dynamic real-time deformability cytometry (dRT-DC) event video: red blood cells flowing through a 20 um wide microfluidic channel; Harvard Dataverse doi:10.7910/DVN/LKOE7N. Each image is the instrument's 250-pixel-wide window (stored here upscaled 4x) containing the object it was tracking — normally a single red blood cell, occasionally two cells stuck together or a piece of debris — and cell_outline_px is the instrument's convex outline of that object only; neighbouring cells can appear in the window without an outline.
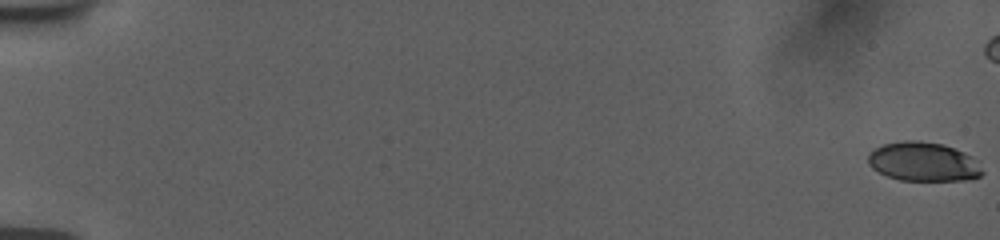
{"species": "human", "species_latin": "Homo sapiens", "temperature_condition": "room temperature", "stored_images_in_passage": 6, "camera_frame_rate_fps": 3000, "um_per_image_px": 0.085, "donor": {"sex": "female"}, "frame": {"image": 1, "passage_image": 1, "time_ms": 0.0, "image_size_px": [1000, 240], "cell_outline_px": [[984, 172], [980, 176], [964, 180], [900, 180], [888, 176], [872, 168], [868, 164], [868, 156], [876, 148], [884, 144], [904, 140], [916, 140], [944, 144], [964, 152], [980, 160]], "centroid_in_image_um": [78.54, 13.74], "position_along_channel_um": 6.5, "area_um2": 26.13}}